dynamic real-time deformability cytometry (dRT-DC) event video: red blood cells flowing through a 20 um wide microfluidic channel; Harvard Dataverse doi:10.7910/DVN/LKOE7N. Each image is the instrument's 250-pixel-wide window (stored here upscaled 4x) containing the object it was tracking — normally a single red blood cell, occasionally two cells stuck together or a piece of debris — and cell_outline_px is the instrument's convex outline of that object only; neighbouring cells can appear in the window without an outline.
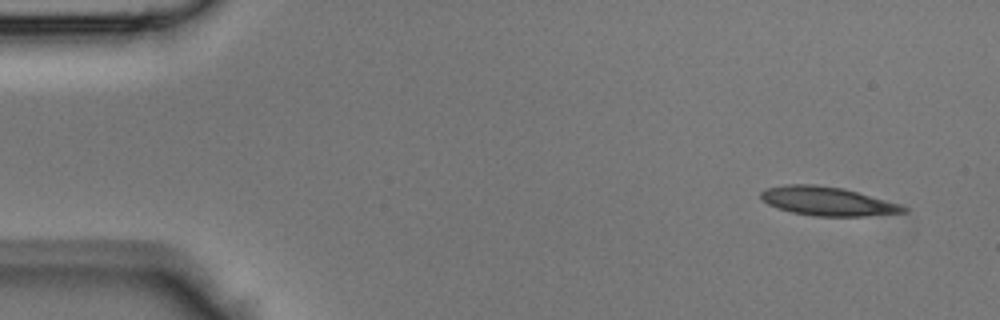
{"species": "Egyptian fruit bat (a non-hibernating species)", "species_latin": "Rousettus aegyptiacus", "temperature_condition": "room temperature", "stored_images_in_passage": 7, "camera_frame_rate_fps": 3000, "um_per_image_px": 0.085, "animal": {"sex": "male"}, "frame": {"image": 1, "passage_image": 1, "time_ms": 0.0, "image_size_px": [1000, 320], "cell_outline_px": [[908, 208], [904, 212], [864, 216], [816, 216], [792, 212], [768, 204], [760, 196], [760, 192], [764, 188], [784, 184], [816, 184], [844, 188], [900, 204]], "centroid_in_image_um": [70.3, 17.08], "position_along_channel_um": 14.7, "area_um2": 23.81}}